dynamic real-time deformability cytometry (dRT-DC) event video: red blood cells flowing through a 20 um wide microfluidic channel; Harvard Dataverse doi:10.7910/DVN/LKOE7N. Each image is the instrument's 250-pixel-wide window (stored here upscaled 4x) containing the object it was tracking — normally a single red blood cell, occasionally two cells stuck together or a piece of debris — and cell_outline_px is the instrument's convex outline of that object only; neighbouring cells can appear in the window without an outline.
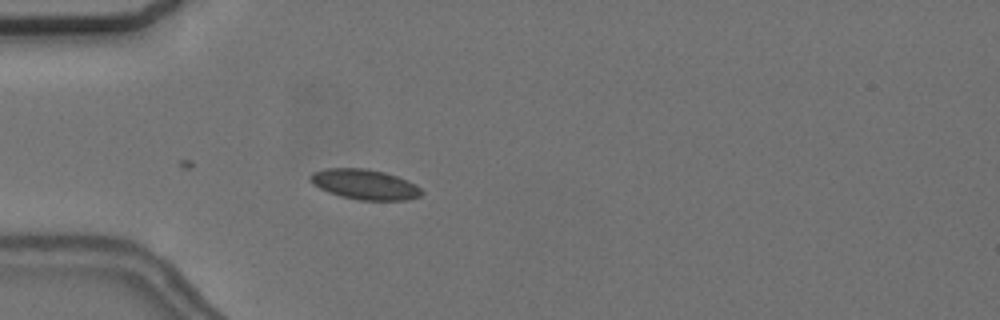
{"species": "common noctule bat (a hibernating species)", "species_latin": "Nyctalus noctula", "temperature_condition": "cold", "stored_images_in_passage": 8, "camera_frame_rate_fps": 3000, "um_per_image_px": 0.085, "animal": {"sex": "female", "body_mass_g": 24.6, "forearm_length_mm": 56.2}, "frame": {"image": 1, "passage_image": 4, "time_ms": 1.0, "image_size_px": [1000, 320], "cell_outline_px": [[424, 192], [420, 196], [408, 200], [360, 200], [340, 196], [328, 192], [312, 184], [308, 180], [308, 176], [312, 172], [328, 168], [368, 168], [384, 172], [408, 180], [416, 184]], "centroid_in_image_um": [30.99, 15.67], "position_along_channel_um": 54.0, "area_um2": 19.77}}